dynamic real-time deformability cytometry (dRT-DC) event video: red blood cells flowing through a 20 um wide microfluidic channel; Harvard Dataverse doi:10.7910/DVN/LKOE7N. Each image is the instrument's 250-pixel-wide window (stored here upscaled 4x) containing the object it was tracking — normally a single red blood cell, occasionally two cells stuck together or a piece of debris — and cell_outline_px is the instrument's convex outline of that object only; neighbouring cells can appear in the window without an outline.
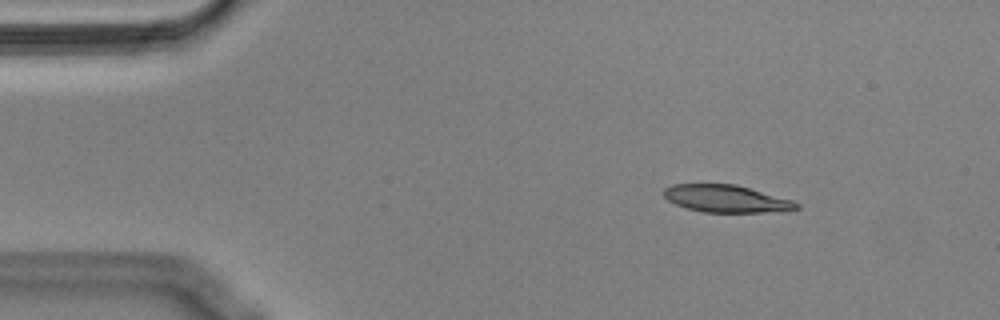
{"species": "Egyptian fruit bat (a non-hibernating species)", "species_latin": "Rousettus aegyptiacus", "temperature_condition": "cold", "stored_images_in_passage": 55, "camera_frame_rate_fps": 3000, "um_per_image_px": 0.085, "animal": {"sex": "male"}, "frame": {"image": 1, "passage_image": 7, "time_ms": 2.0, "image_size_px": [1000, 320], "cell_outline_px": [[800, 208], [788, 212], [704, 212], [688, 208], [676, 204], [668, 200], [664, 196], [664, 188], [672, 184], [736, 184], [792, 200], [800, 204]], "centroid_in_image_um": [61.79, 16.89], "position_along_channel_um": 23.2, "area_um2": 21.21}}
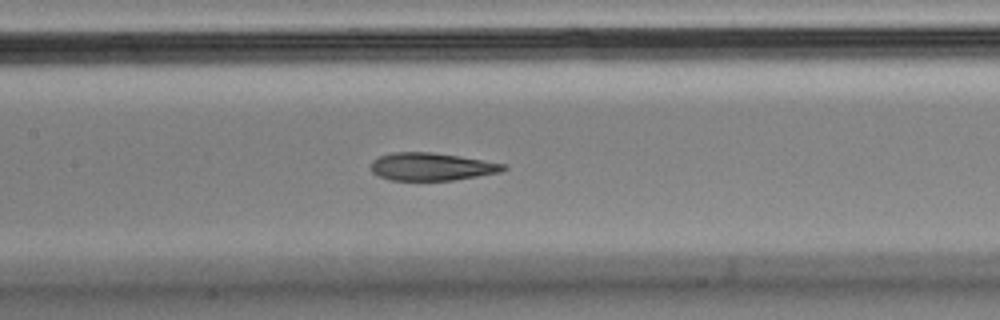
{"frame": {"image": 2, "passage_image": 25, "time_ms": 8.0, "image_size_px": [1000, 320], "cell_outline_px": [[508, 168], [500, 172], [452, 180], [392, 180], [380, 176], [372, 172], [372, 160], [380, 156], [392, 152], [432, 152], [460, 156], [504, 164]], "centroid_in_image_um": [36.67, 14.16], "position_along_channel_um": 170.7, "area_um2": 21.15}}
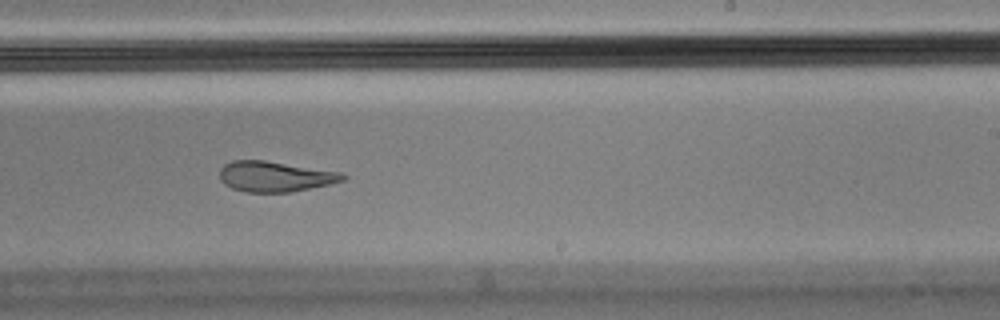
{"frame": {"image": 3, "passage_image": 33, "time_ms": 10.667, "image_size_px": [1000, 320], "cell_outline_px": [[348, 176], [344, 180], [328, 184], [292, 192], [244, 192], [232, 188], [224, 184], [220, 180], [220, 168], [224, 164], [232, 160], [264, 160], [340, 172]], "centroid_in_image_um": [23.34, 15.0], "position_along_channel_um": 265.7, "area_um2": 21.79}, "authors_computed_cell_mechanics": {"area_um2": 22.6576, "velocity_mm_per_s": 3.5733, "shape_relaxation_time_tau1_ms": null, "shape_relaxation_time_tau2_ms": 3.2753, "deformation_change_tau1": null, "deformation_change_tau2": 0.1033}}